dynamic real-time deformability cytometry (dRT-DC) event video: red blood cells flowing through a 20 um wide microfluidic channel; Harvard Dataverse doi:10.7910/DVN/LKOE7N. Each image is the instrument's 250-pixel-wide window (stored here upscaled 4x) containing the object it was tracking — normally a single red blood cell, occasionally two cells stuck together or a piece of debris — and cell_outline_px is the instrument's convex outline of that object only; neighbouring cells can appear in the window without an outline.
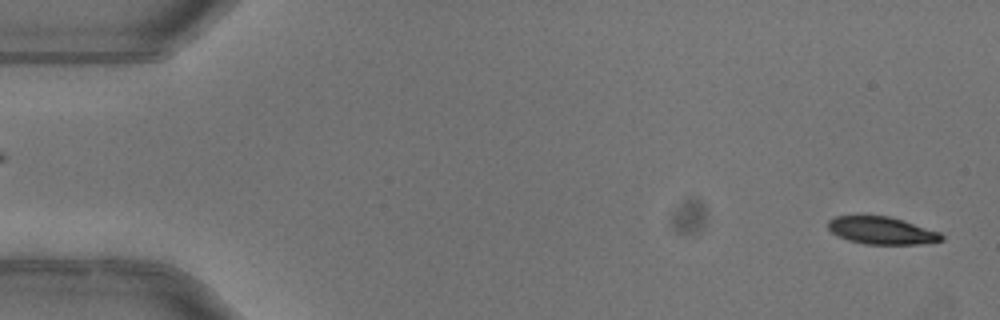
{"species": "common noctule bat (a hibernating species)", "species_latin": "Nyctalus noctula", "temperature_condition": "warm", "stored_images_in_passage": 6, "segment_of_instrument_passage": [2, 2], "camera_frame_rate_fps": 3000, "um_per_image_px": 0.085, "animal": {"sex": "female"}, "frame": {"image": 1, "passage_image": 6, "time_ms": 1.667, "image_size_px": [1000, 320], "cell_outline_px": [[944, 240], [920, 244], [864, 244], [848, 240], [832, 232], [828, 228], [828, 220], [836, 216], [856, 212], [860, 212], [888, 216], [904, 220], [940, 232], [944, 236]], "centroid_in_image_um": [74.89, 19.54], "position_along_channel_um": 10.1, "area_um2": 18.9}}